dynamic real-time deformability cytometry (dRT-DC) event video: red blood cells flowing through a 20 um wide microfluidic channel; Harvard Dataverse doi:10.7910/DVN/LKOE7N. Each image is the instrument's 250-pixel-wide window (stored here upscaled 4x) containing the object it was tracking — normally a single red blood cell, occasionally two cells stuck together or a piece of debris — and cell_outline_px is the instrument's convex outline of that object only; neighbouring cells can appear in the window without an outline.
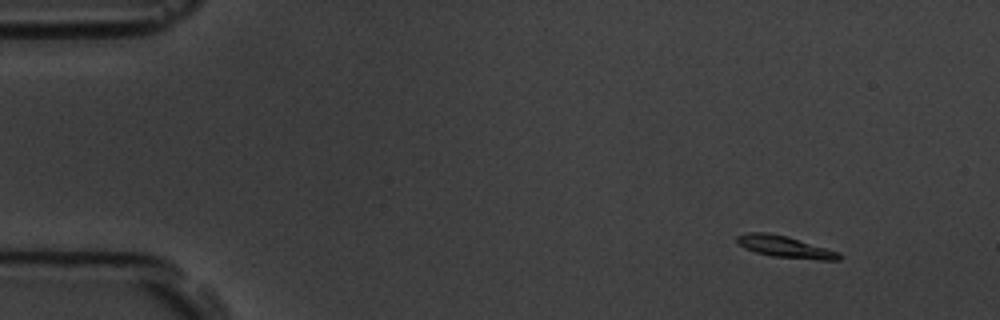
{"species": "common noctule bat (a hibernating species)", "species_latin": "Nyctalus noctula", "temperature_condition": "room temperature", "stored_images_in_passage": 5, "camera_frame_rate_fps": 3000, "um_per_image_px": 0.085, "animal": {"sex": "male", "body_mass_g": 19.5, "forearm_length_mm": 54.6}, "frame": {"image": 1, "passage_image": 1, "time_ms": 0.0, "image_size_px": [1000, 320], "cell_outline_px": [[840, 260], [820, 260], [772, 256], [756, 252], [744, 248], [736, 244], [736, 236], [748, 232], [768, 232], [788, 236], [840, 252]], "centroid_in_image_um": [66.7, 20.96], "position_along_channel_um": 18.3, "area_um2": 13.01}}
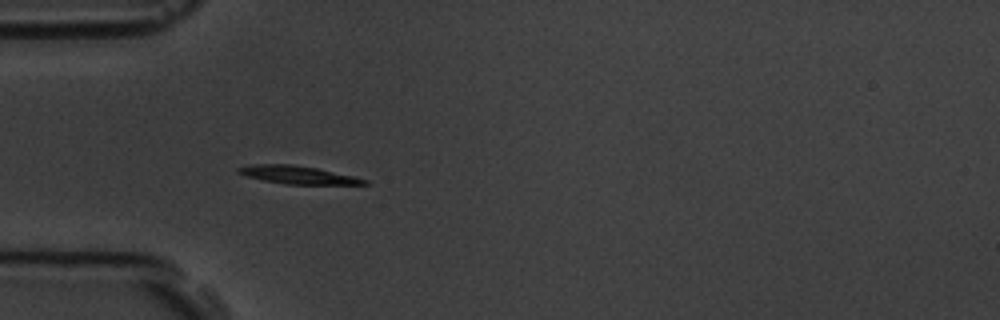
{"frame": {"image": 2, "passage_image": 4, "time_ms": 3.667, "image_size_px": [1000, 320], "cell_outline_px": [[372, 184], [284, 184], [264, 180], [248, 176], [236, 172], [236, 168], [252, 164], [292, 164], [316, 168], [352, 176], [368, 180]], "centroid_in_image_um": [25.29, 14.86], "position_along_channel_um": 59.7, "area_um2": 13.01}}
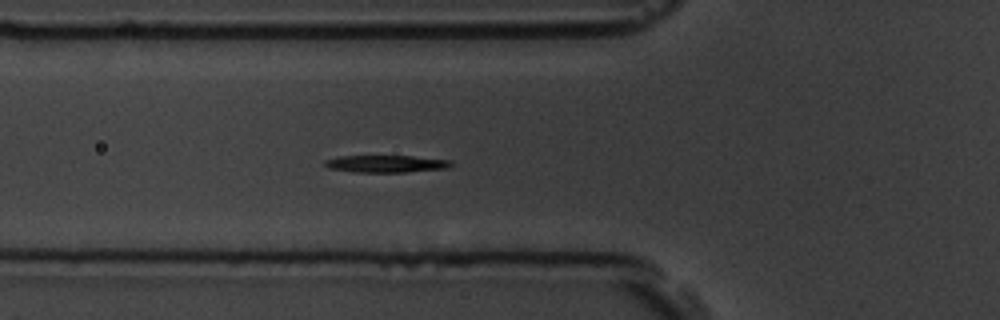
{"frame": {"image": 3, "passage_image": 5, "time_ms": 4.667, "image_size_px": [1000, 320], "cell_outline_px": [[452, 164], [448, 168], [408, 172], [356, 172], [328, 168], [324, 164], [324, 160], [340, 156], [412, 156], [452, 160]], "centroid_in_image_um": [32.83, 13.92], "position_along_channel_um": 93.0, "area_um2": 12.66}}